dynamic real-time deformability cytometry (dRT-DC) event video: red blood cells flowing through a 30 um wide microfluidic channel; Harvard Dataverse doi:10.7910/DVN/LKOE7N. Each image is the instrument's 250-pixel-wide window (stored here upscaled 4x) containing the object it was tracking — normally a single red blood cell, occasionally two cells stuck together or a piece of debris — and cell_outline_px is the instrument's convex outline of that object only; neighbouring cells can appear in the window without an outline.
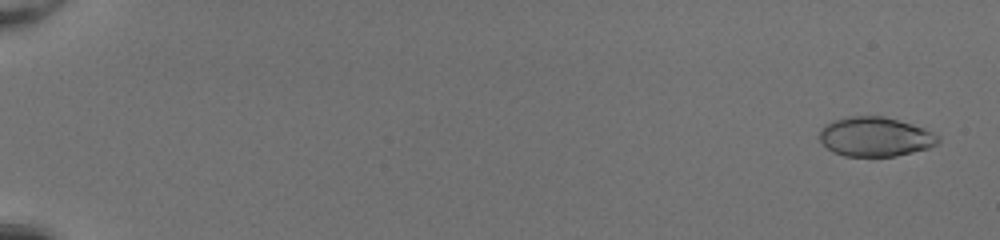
{"species": "common noctule bat (a hibernating species)", "species_latin": "Nyctalus noctula", "temperature_condition": "room temperature", "stored_images_in_passage": 16, "camera_frame_rate_fps": 3000, "um_per_image_px": 0.085, "animal": {"sex": "female", "body_mass_g": 20.0, "forearm_length_mm": 54.0}, "frame": {"image": 1, "passage_image": 3, "time_ms": 0.667, "image_size_px": [1000, 240], "cell_outline_px": [[940, 140], [936, 144], [928, 148], [896, 156], [844, 156], [832, 152], [820, 140], [820, 132], [824, 124], [832, 120], [848, 116], [884, 116], [912, 124], [924, 128], [932, 132]], "centroid_in_image_um": [74.36, 11.62], "position_along_channel_um": 10.6, "area_um2": 27.17}}